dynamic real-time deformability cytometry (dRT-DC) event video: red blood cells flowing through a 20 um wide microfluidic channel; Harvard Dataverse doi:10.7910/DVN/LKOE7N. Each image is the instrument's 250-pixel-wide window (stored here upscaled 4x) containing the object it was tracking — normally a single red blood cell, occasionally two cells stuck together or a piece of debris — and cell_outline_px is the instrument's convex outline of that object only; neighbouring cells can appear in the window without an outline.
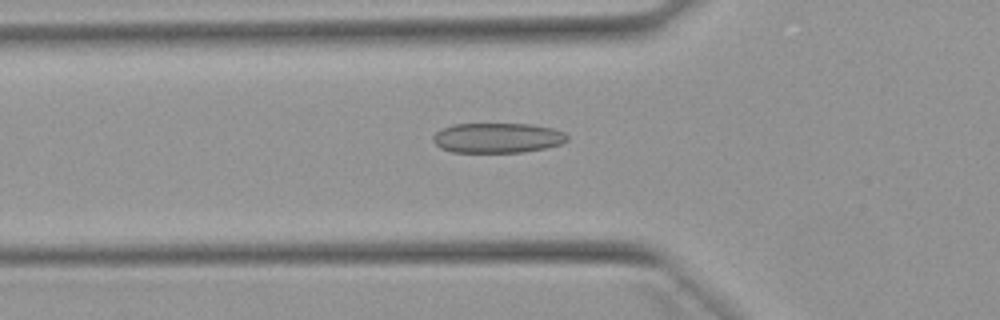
{"species": "Egyptian fruit bat (a non-hibernating species)", "species_latin": "Rousettus aegyptiacus", "temperature_condition": "warm", "stored_images_in_passage": 48, "camera_frame_rate_fps": 3000, "um_per_image_px": 0.085, "animal": {"sex": "female"}, "frame": {"image": 1, "passage_image": 18, "time_ms": 5.667, "image_size_px": [1000, 320], "cell_outline_px": [[568, 140], [560, 144], [544, 148], [520, 152], [452, 152], [440, 148], [432, 140], [432, 136], [436, 132], [452, 124], [532, 124], [552, 128], [564, 132], [568, 136]], "centroid_in_image_um": [42.27, 11.72], "position_along_channel_um": 83.5, "area_um2": 23.41}}
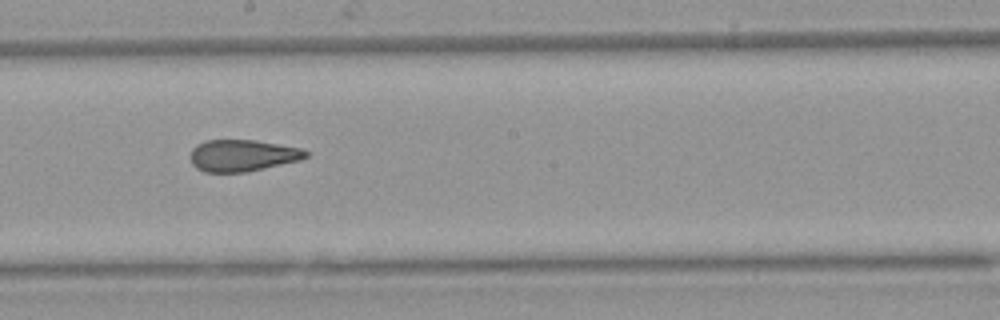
{"frame": {"image": 2, "passage_image": 29, "time_ms": 9.333, "image_size_px": [1000, 320], "cell_outline_px": [[308, 156], [300, 160], [244, 172], [204, 172], [196, 168], [192, 164], [188, 156], [192, 148], [196, 144], [204, 140], [256, 140], [300, 148], [308, 152]], "centroid_in_image_um": [20.54, 13.21], "position_along_channel_um": 227.7, "area_um2": 21.39}}
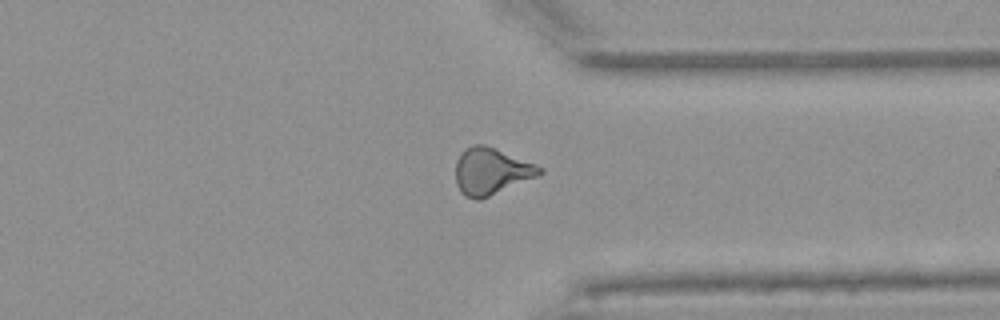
{"frame": {"image": 3, "passage_image": 40, "time_ms": 13.0, "image_size_px": [1000, 320], "cell_outline_px": [[544, 172], [540, 176], [480, 200], [476, 200], [464, 196], [460, 192], [456, 184], [456, 160], [460, 152], [464, 148], [472, 144], [484, 144], [496, 148], [536, 164], [544, 168]], "centroid_in_image_um": [41.76, 14.56], "position_along_channel_um": 369.6, "area_um2": 23.41}, "authors_computed_cell_mechanics": {"area_um2": 22.7154, "velocity_mm_per_s": 3.9201, "shape_relaxation_time_tau1_ms": null, "shape_relaxation_time_tau2_ms": 1.4904, "deformation_change_tau1": null, "deformation_change_tau2": 0.0938}}